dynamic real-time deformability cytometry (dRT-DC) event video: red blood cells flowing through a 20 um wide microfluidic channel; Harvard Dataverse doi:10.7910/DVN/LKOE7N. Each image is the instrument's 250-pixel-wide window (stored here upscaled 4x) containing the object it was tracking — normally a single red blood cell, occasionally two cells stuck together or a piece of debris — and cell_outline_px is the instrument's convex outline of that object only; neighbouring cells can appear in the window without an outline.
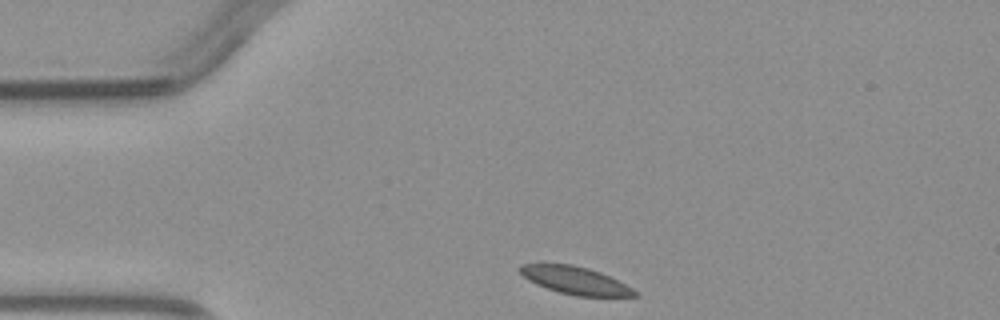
{"species": "common noctule bat (a hibernating species)", "species_latin": "Nyctalus noctula", "temperature_condition": "warm", "stored_images_in_passage": 3, "segment_of_instrument_passage": [1, 2], "camera_frame_rate_fps": 3000, "um_per_image_px": 0.085, "animal": {"sex": "male", "body_mass_g": 23.1, "forearm_length_mm": 52.7}, "frame": {"image": 1, "passage_image": 1, "time_ms": 0.0, "image_size_px": [1000, 320], "cell_outline_px": [[640, 296], [576, 296], [560, 292], [536, 284], [528, 280], [516, 268], [520, 264], [572, 264], [588, 268], [600, 272], [640, 292]], "centroid_in_image_um": [48.89, 23.83], "position_along_channel_um": 36.1, "area_um2": 18.32}}